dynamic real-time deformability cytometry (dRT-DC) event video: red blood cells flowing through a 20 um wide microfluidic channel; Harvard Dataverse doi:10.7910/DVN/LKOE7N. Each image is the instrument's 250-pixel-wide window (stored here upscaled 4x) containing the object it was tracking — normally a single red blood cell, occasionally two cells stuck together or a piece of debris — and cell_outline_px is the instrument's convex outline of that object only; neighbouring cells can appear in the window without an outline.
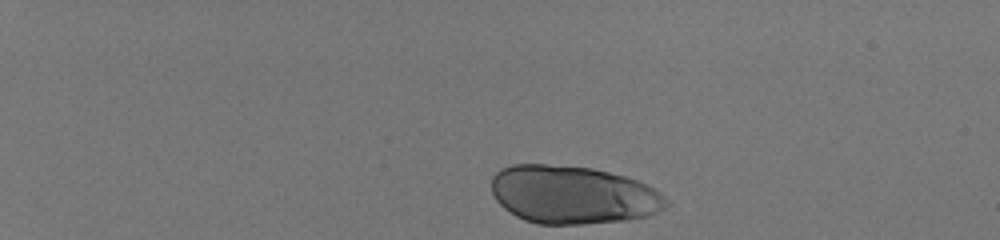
{"species": "human", "species_latin": "Homo sapiens", "temperature_condition": "room temperature", "stored_images_in_passage": 39, "camera_frame_rate_fps": 3000, "um_per_image_px": 0.085, "donor": {"sex": "male"}, "frame": {"image": 1, "passage_image": 1, "time_ms": 0.0, "image_size_px": [1000, 240], "cell_outline_px": [[668, 204], [664, 208], [648, 216], [628, 220], [584, 224], [536, 224], [524, 220], [516, 216], [504, 208], [496, 200], [492, 192], [492, 176], [500, 168], [512, 164], [548, 164], [592, 168], [624, 176], [648, 184], [656, 188], [668, 200]], "centroid_in_image_um": [48.69, 16.55], "position_along_channel_um": 36.3, "area_um2": 59.59}}
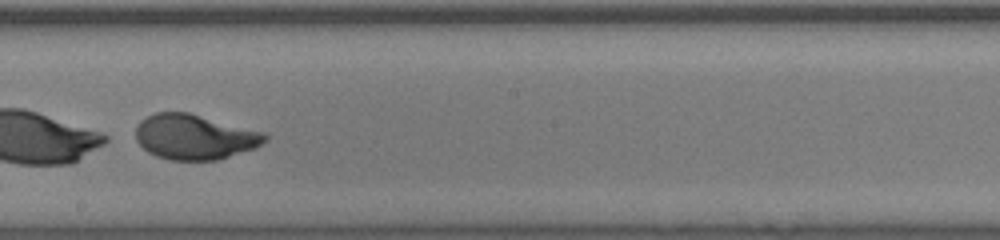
{"frame": {"image": 2, "passage_image": 25, "time_ms": 8.0, "image_size_px": [1000, 240], "cell_outline_px": [[268, 140], [256, 148], [216, 160], [168, 160], [156, 156], [148, 152], [136, 140], [136, 124], [140, 120], [156, 112], [188, 112], [264, 132], [268, 136]], "centroid_in_image_um": [16.54, 11.64], "position_along_channel_um": 231.7, "area_um2": 34.04}}
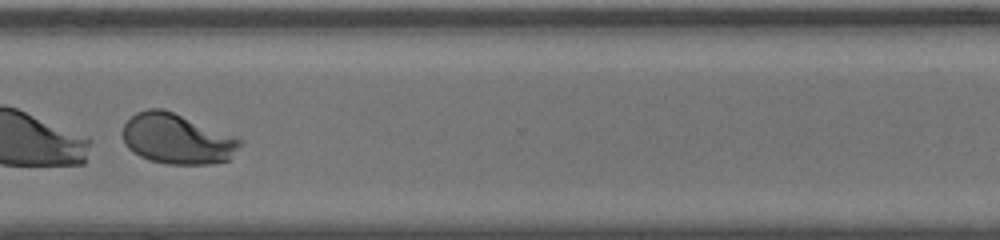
{"frame": {"image": 3, "passage_image": 34, "time_ms": 11.0, "image_size_px": [1000, 240], "cell_outline_px": [[244, 140], [228, 160], [208, 164], [168, 164], [152, 160], [140, 156], [132, 152], [124, 144], [124, 124], [136, 112], [148, 108], [164, 108], [240, 136]], "centroid_in_image_um": [15.1, 11.78], "position_along_channel_um": 355.5, "area_um2": 34.8}}